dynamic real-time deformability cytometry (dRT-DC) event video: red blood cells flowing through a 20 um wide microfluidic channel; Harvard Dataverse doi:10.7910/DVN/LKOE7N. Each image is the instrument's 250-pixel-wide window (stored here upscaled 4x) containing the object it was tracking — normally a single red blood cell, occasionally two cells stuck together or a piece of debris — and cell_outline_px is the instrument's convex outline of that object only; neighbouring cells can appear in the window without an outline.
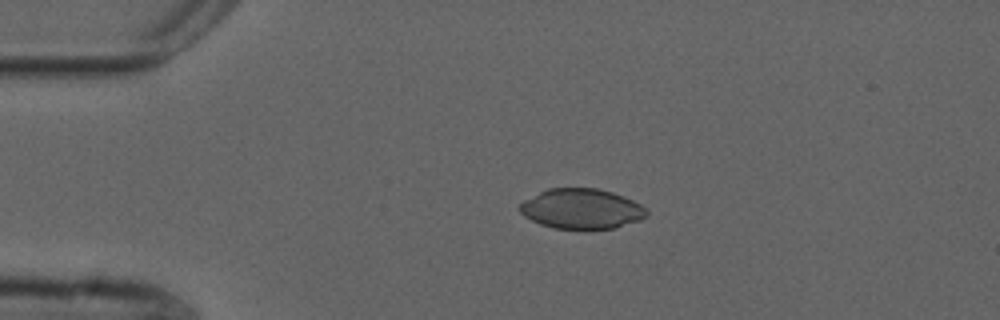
{"species": "common noctule bat (a hibernating species)", "species_latin": "Nyctalus noctula", "temperature_condition": "cold", "stored_images_in_passage": 2, "camera_frame_rate_fps": 3000, "um_per_image_px": 0.085, "animal": {"sex": "male", "forearm_length_mm": 52.5}, "frame": {"image": 1, "passage_image": 1, "time_ms": 0.0, "image_size_px": [1000, 320], "cell_outline_px": [[648, 216], [640, 220], [616, 228], [552, 228], [540, 224], [524, 216], [520, 212], [520, 204], [524, 200], [548, 188], [596, 188], [612, 192], [624, 196], [640, 204], [648, 212]], "centroid_in_image_um": [49.44, 17.74], "position_along_channel_um": 35.6, "area_um2": 29.48}}